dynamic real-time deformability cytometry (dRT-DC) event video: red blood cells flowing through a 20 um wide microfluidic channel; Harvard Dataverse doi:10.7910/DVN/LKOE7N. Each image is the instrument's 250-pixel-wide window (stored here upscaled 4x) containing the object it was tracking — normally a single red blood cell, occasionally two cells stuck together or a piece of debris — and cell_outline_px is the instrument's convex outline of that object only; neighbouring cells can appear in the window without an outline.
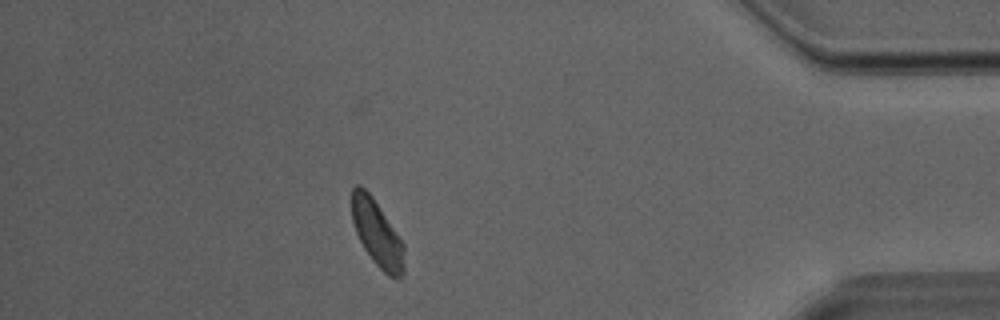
{"species": "Egyptian fruit bat (a non-hibernating species)", "species_latin": "Rousettus aegyptiacus", "temperature_condition": "room temperature", "stored_images_in_passage": 27, "camera_frame_rate_fps": 3000, "um_per_image_px": 0.085, "animal": {"sex": "male"}, "frame": {"image": 1, "passage_image": 22, "time_ms": 7.0, "image_size_px": [1000, 320], "cell_outline_px": [[404, 272], [396, 280], [388, 276], [372, 260], [364, 248], [356, 232], [352, 220], [352, 188], [356, 184], [360, 184], [372, 196], [404, 244]], "centroid_in_image_um": [32.05, 19.85], "position_along_channel_um": 403.1, "area_um2": 20.06}}